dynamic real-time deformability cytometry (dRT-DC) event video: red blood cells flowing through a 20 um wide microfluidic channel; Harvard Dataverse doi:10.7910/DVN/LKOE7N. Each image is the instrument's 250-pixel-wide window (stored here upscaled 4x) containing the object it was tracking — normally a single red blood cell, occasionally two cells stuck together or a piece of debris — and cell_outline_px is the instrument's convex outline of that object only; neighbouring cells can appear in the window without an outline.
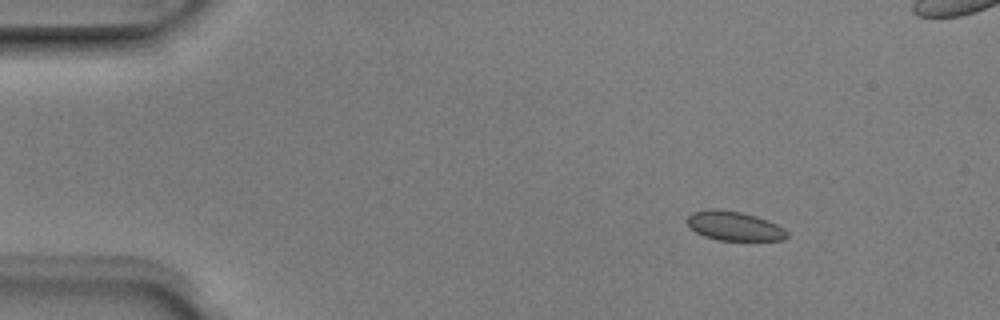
{"species": "Egyptian fruit bat (a non-hibernating species)", "species_latin": "Rousettus aegyptiacus", "temperature_condition": "room temperature", "stored_images_in_passage": 4, "camera_frame_rate_fps": 3000, "um_per_image_px": 0.085, "animal": {"sex": "male"}, "frame": {"image": 1, "passage_image": 2, "time_ms": 0.333, "image_size_px": [1000, 320], "cell_outline_px": [[788, 236], [784, 240], [716, 240], [704, 236], [696, 232], [684, 220], [692, 212], [712, 208], [740, 212], [756, 216], [768, 220], [784, 228], [788, 232]], "centroid_in_image_um": [62.4, 19.21], "position_along_channel_um": 22.6, "area_um2": 17.05}}